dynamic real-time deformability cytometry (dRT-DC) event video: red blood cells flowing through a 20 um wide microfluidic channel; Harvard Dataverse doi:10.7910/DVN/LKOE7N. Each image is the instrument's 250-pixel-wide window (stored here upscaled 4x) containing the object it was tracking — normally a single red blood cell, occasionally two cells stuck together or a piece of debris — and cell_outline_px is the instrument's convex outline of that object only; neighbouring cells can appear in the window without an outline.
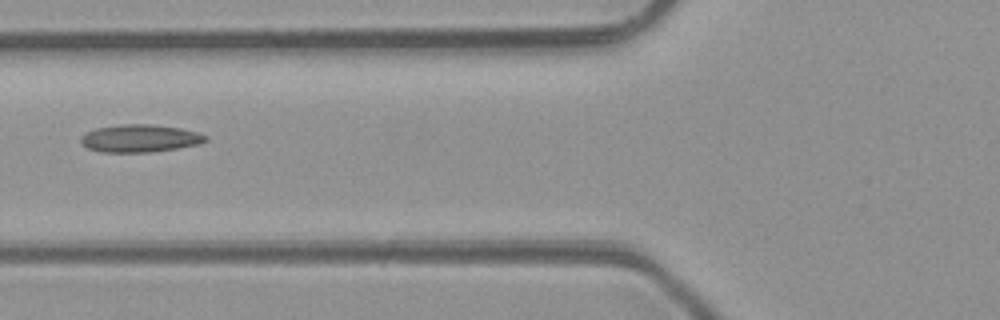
{"species": "common noctule bat (a hibernating species)", "species_latin": "Nyctalus noctula", "temperature_condition": "room temperature", "stored_images_in_passage": 7, "camera_frame_rate_fps": 3000, "um_per_image_px": 0.085, "animal": {"sex": "male", "body_mass_g": 23.1, "forearm_length_mm": 52.7}, "frame": {"image": 1, "passage_image": 7, "time_ms": 7.667, "image_size_px": [1000, 320], "cell_outline_px": [[208, 140], [200, 144], [176, 148], [148, 152], [104, 152], [88, 148], [80, 140], [80, 136], [96, 128], [124, 124], [148, 124], [180, 128], [196, 132], [208, 136]], "centroid_in_image_um": [11.91, 11.76], "position_along_channel_um": 113.9, "area_um2": 19.83}}